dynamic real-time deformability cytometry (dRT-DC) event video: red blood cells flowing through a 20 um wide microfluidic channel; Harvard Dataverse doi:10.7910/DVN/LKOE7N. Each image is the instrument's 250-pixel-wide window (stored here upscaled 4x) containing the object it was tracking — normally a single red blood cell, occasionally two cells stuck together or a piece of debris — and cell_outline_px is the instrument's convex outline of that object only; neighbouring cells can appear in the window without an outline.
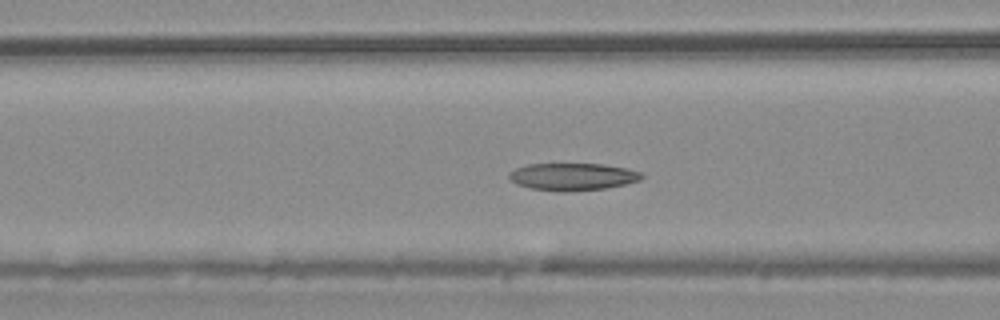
{"species": "common noctule bat (a hibernating species)", "species_latin": "Nyctalus noctula", "temperature_condition": "warm", "stored_images_in_passage": 54, "camera_frame_rate_fps": 3000, "um_per_image_px": 0.085, "animal": {"sex": "male", "body_mass_g": 20.4}, "frame": {"image": 1, "passage_image": 21, "time_ms": 6.667, "image_size_px": [1000, 320], "cell_outline_px": [[644, 176], [640, 180], [608, 188], [564, 192], [560, 192], [528, 188], [516, 184], [508, 176], [508, 172], [516, 168], [528, 164], [604, 164], [628, 168], [640, 172]], "centroid_in_image_um": [48.66, 15.02], "position_along_channel_um": 117.9, "area_um2": 21.27}}
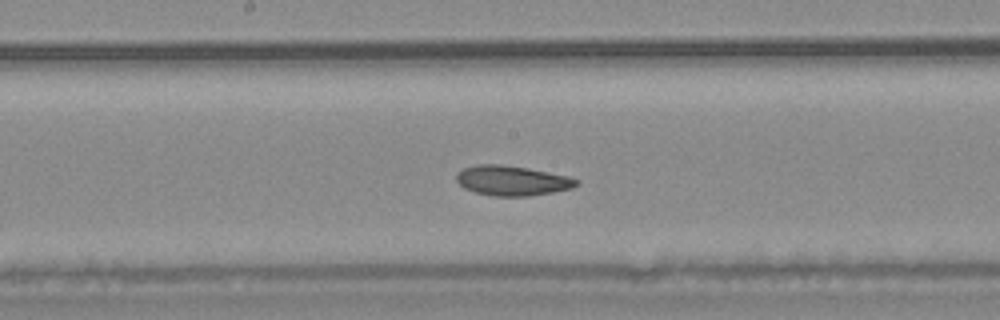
{"frame": {"image": 2, "passage_image": 28, "time_ms": 9.0, "image_size_px": [1000, 320], "cell_outline_px": [[580, 184], [572, 188], [552, 192], [528, 196], [492, 196], [476, 192], [464, 188], [456, 180], [456, 172], [464, 168], [476, 164], [504, 164], [528, 168], [568, 176], [580, 180]], "centroid_in_image_um": [43.53, 15.34], "position_along_channel_um": 204.7, "area_um2": 21.04}}
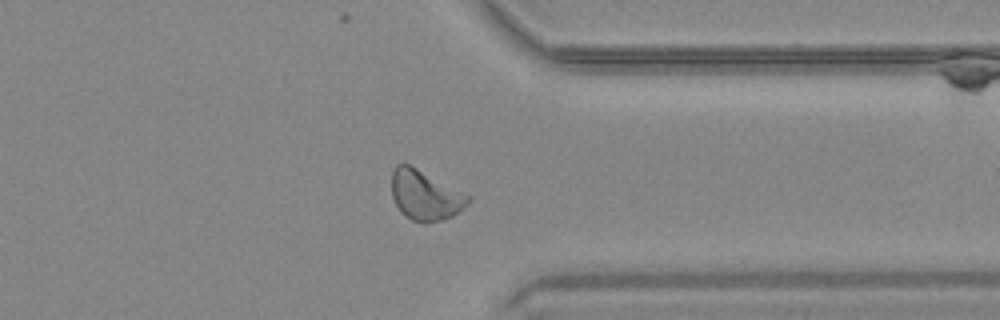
{"frame": {"image": 3, "passage_image": 42, "time_ms": 13.667, "image_size_px": [1000, 320], "cell_outline_px": [[472, 200], [464, 208], [452, 216], [440, 220], [424, 224], [412, 220], [404, 216], [400, 212], [392, 196], [392, 172], [396, 164], [412, 164], [472, 196]], "centroid_in_image_um": [36.16, 16.58], "position_along_channel_um": 375.2, "area_um2": 22.72}, "authors_computed_cell_mechanics": {"area_um2": 22.253, "velocity_mm_per_s": 3.7138, "shape_relaxation_time_tau1_ms": 6.4655, "shape_relaxation_time_tau2_ms": 3.2114, "deformation_change_tau1": 0.1321, "deformation_change_tau2": 0.0881}}